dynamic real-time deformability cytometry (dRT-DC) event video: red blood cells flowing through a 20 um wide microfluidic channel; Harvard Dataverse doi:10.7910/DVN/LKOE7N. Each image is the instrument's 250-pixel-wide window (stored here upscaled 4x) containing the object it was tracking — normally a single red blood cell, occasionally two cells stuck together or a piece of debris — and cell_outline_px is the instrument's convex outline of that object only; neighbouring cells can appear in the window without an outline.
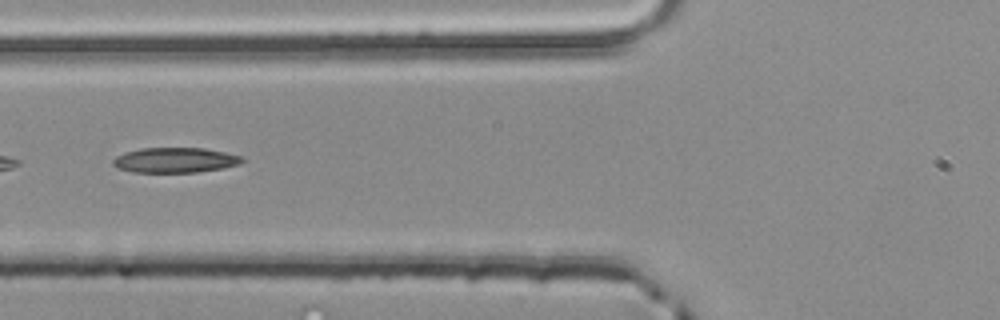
{"species": "common noctule bat (a hibernating species)", "species_latin": "Nyctalus noctula", "temperature_condition": "room temperature", "stored_images_in_passage": 2, "camera_frame_rate_fps": 3000, "um_per_image_px": 0.085, "animal": {"sex": "male", "body_mass_g": 20.4}, "frame": {"image": 1, "passage_image": 2, "time_ms": 0.333, "image_size_px": [1000, 320], "cell_outline_px": [[244, 160], [240, 164], [220, 168], [196, 172], [132, 172], [116, 168], [112, 164], [112, 160], [116, 156], [124, 152], [140, 148], [204, 148], [224, 152], [240, 156]], "centroid_in_image_um": [14.81, 13.61], "position_along_channel_um": 111.0, "area_um2": 18.84}}